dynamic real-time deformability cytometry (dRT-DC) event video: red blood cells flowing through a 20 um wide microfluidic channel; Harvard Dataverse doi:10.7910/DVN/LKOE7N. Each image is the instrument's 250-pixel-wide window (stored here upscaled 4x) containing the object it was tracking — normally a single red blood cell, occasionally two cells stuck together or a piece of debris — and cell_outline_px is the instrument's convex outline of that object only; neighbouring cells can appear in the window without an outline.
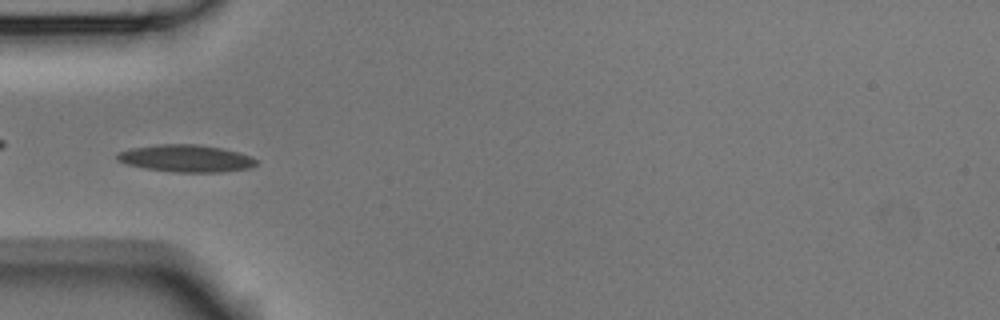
{"species": "Egyptian fruit bat (a non-hibernating species)", "species_latin": "Rousettus aegyptiacus", "temperature_condition": "room temperature", "stored_images_in_passage": 7, "camera_frame_rate_fps": 3000, "um_per_image_px": 0.085, "animal": {"sex": "male"}, "frame": {"image": 1, "passage_image": 5, "time_ms": 1.333, "image_size_px": [1000, 320], "cell_outline_px": [[256, 164], [248, 168], [220, 172], [176, 172], [144, 168], [128, 164], [116, 160], [116, 156], [120, 152], [132, 148], [156, 144], [196, 144], [220, 148], [240, 152], [252, 156], [256, 160]], "centroid_in_image_um": [15.81, 13.46], "position_along_channel_um": 69.2, "area_um2": 21.91}}
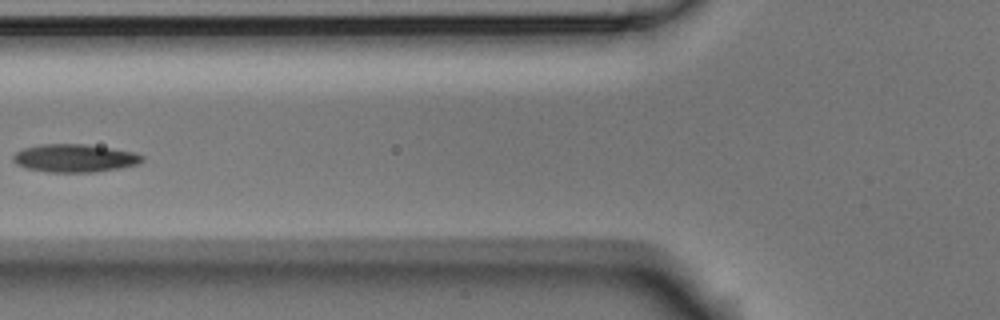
{"frame": {"image": 2, "passage_image": 6, "time_ms": 1.667, "image_size_px": [1000, 320], "cell_outline_px": [[144, 160], [136, 164], [120, 168], [96, 172], [48, 172], [28, 168], [16, 164], [12, 160], [12, 156], [16, 152], [24, 148], [40, 144], [88, 144], [136, 152], [144, 156]], "centroid_in_image_um": [6.36, 13.43], "position_along_channel_um": 119.4, "area_um2": 21.15}}
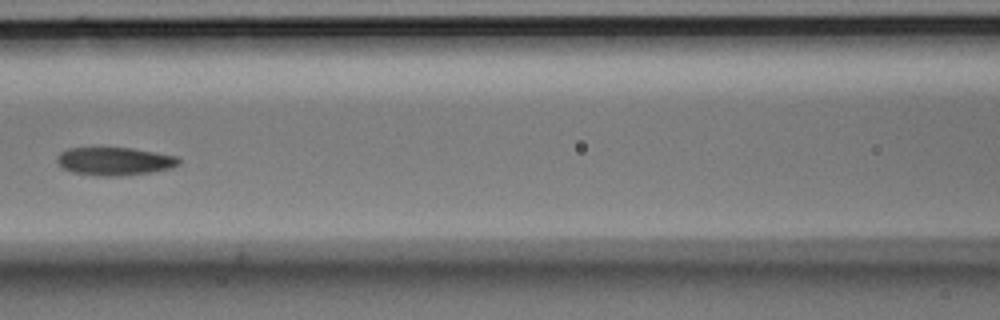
{"frame": {"image": 3, "passage_image": 7, "time_ms": 2.0, "image_size_px": [1000, 320], "cell_outline_px": [[180, 164], [172, 168], [152, 172], [120, 176], [104, 176], [72, 172], [60, 168], [56, 160], [56, 156], [60, 152], [68, 148], [132, 148], [176, 156], [180, 160]], "centroid_in_image_um": [9.71, 13.71], "position_along_channel_um": 156.9, "area_um2": 20.0}}